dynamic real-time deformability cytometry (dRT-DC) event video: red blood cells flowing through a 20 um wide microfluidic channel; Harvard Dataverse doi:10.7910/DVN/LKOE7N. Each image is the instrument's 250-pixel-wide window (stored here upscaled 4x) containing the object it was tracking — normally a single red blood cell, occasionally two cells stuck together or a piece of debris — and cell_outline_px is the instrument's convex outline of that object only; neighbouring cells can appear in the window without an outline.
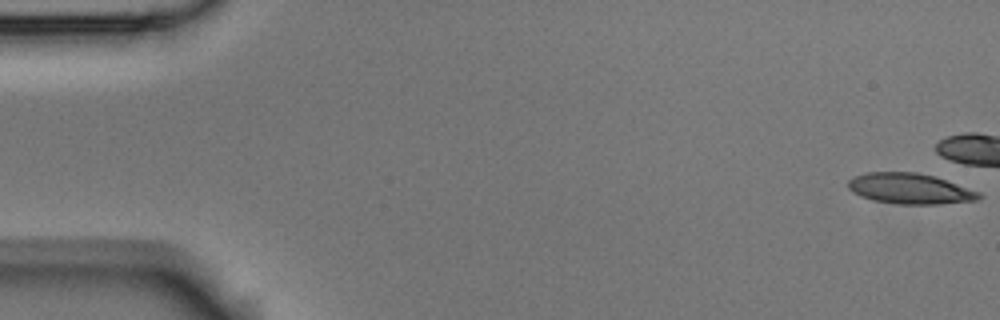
{"species": "Egyptian fruit bat (a non-hibernating species)", "species_latin": "Rousettus aegyptiacus", "temperature_condition": "room temperature", "stored_images_in_passage": 7, "camera_frame_rate_fps": 3000, "um_per_image_px": 0.085, "animal": {"sex": "male"}, "frame": {"image": 1, "passage_image": 1, "time_ms": 0.0, "image_size_px": [1000, 320], "cell_outline_px": [[984, 196], [976, 200], [936, 204], [900, 204], [872, 200], [860, 196], [852, 192], [848, 188], [848, 180], [856, 176], [868, 172], [916, 172], [936, 176], [980, 192]], "centroid_in_image_um": [77.35, 16.03], "position_along_channel_um": 7.6, "area_um2": 23.35}}